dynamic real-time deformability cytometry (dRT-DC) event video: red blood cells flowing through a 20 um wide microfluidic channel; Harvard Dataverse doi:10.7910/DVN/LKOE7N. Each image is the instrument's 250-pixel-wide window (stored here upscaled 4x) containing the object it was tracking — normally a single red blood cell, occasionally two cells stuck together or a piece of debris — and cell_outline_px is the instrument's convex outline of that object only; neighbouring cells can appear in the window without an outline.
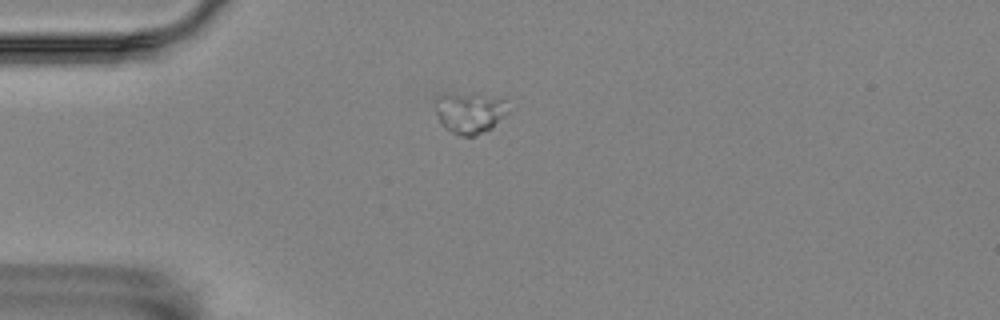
{"species": "Egyptian fruit bat (a non-hibernating species)", "species_latin": "Rousettus aegyptiacus", "temperature_condition": "room temperature", "stored_images_in_passage": 4, "camera_frame_rate_fps": 3000, "um_per_image_px": 0.085, "animal": {"sex": "female"}, "frame": {"image": 1, "passage_image": 4, "time_ms": 1.0, "image_size_px": [1000, 320], "cell_outline_px": [[508, 112], [492, 128], [476, 136], [460, 136], [444, 128], [440, 124], [436, 112], [432, 96], [436, 92], [444, 92], [508, 96]], "centroid_in_image_um": [39.9, 9.51], "position_along_channel_um": 45.1, "area_um2": 18.67}}